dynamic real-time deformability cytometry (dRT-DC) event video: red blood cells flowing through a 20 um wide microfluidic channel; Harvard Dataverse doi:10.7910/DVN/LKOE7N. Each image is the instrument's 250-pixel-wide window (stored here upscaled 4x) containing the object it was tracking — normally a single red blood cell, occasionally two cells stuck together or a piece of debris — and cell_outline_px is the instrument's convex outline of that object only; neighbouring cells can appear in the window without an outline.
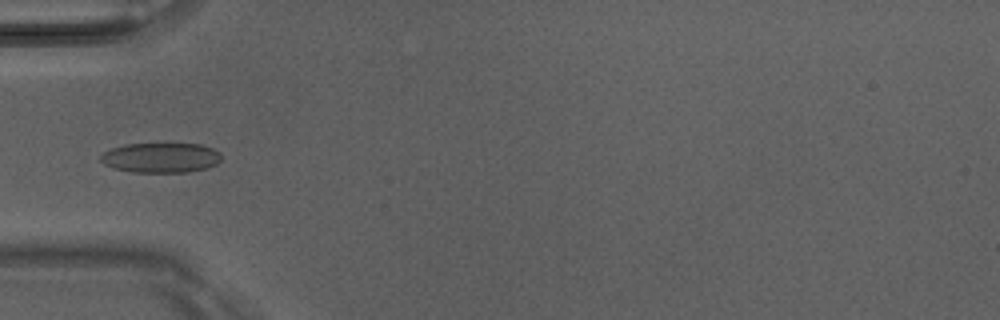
{"species": "Egyptian fruit bat (a non-hibernating species)", "species_latin": "Rousettus aegyptiacus", "temperature_condition": "room temperature", "stored_images_in_passage": 5, "camera_frame_rate_fps": 3000, "um_per_image_px": 0.085, "animal": {"sex": "male"}, "frame": {"image": 1, "passage_image": 5, "time_ms": 1.333, "image_size_px": [1000, 320], "cell_outline_px": [[220, 160], [216, 164], [208, 168], [188, 172], [132, 172], [112, 168], [104, 164], [100, 160], [100, 156], [104, 152], [112, 148], [124, 144], [200, 144], [212, 148], [220, 152]], "centroid_in_image_um": [13.66, 13.41], "position_along_channel_um": 71.3, "area_um2": 21.1}}